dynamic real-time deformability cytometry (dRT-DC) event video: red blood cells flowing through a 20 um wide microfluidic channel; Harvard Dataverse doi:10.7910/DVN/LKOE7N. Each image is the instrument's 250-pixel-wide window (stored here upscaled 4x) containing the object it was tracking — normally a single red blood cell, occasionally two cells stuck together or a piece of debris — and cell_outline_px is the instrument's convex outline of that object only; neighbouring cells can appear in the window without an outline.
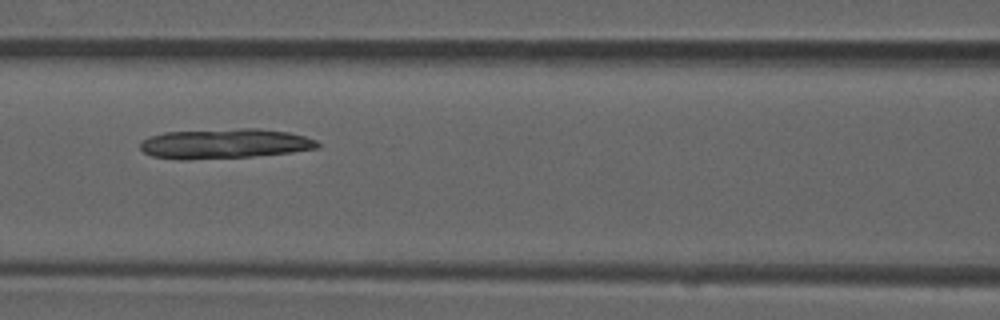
{"species": "common noctule bat (a hibernating species)", "species_latin": "Nyctalus noctula", "temperature_condition": "room temperature", "stored_images_in_passage": 9, "camera_frame_rate_fps": 3000, "um_per_image_px": 0.085, "animal": {"sex": "male", "forearm_length_mm": 52.5}, "frame": {"image": 1, "passage_image": 6, "time_ms": 1.667, "image_size_px": [1000, 320], "cell_outline_px": [[320, 144], [316, 148], [292, 152], [252, 156], [184, 160], [180, 160], [152, 156], [144, 152], [140, 148], [140, 144], [148, 136], [164, 132], [240, 128], [256, 128], [288, 132], [304, 136], [316, 140]], "centroid_in_image_um": [19.06, 12.21], "position_along_channel_um": 147.5, "area_um2": 30.81}}
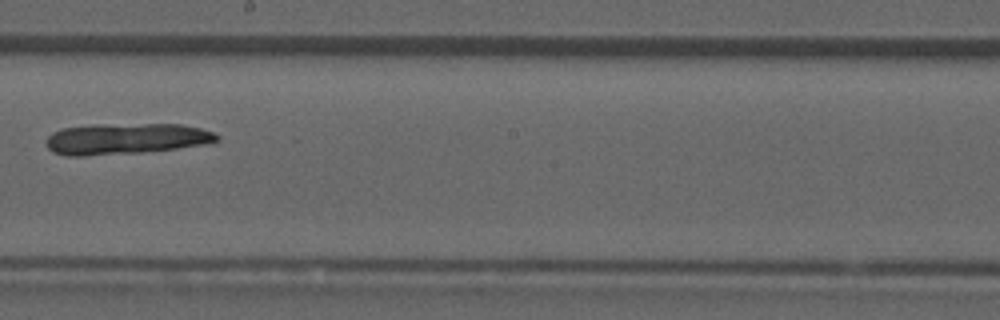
{"frame": {"image": 2, "passage_image": 8, "time_ms": 2.333, "image_size_px": [1000, 320], "cell_outline_px": [[220, 140], [212, 144], [140, 152], [84, 156], [68, 156], [52, 152], [48, 148], [44, 140], [52, 132], [64, 128], [92, 124], [180, 124], [200, 128], [212, 132], [220, 136]], "centroid_in_image_um": [10.7, 11.79], "position_along_channel_um": 237.5, "area_um2": 31.15}}
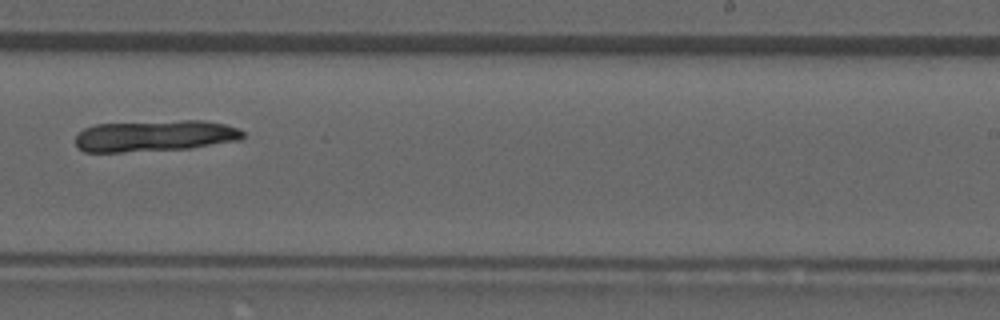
{"frame": {"image": 3, "passage_image": 9, "time_ms": 2.667, "image_size_px": [1000, 320], "cell_outline_px": [[244, 136], [240, 140], [188, 148], [120, 152], [84, 152], [76, 148], [76, 136], [84, 128], [96, 124], [180, 120], [204, 120], [224, 124], [236, 128], [244, 132]], "centroid_in_image_um": [13.13, 11.54], "position_along_channel_um": 275.9, "area_um2": 30.52}}